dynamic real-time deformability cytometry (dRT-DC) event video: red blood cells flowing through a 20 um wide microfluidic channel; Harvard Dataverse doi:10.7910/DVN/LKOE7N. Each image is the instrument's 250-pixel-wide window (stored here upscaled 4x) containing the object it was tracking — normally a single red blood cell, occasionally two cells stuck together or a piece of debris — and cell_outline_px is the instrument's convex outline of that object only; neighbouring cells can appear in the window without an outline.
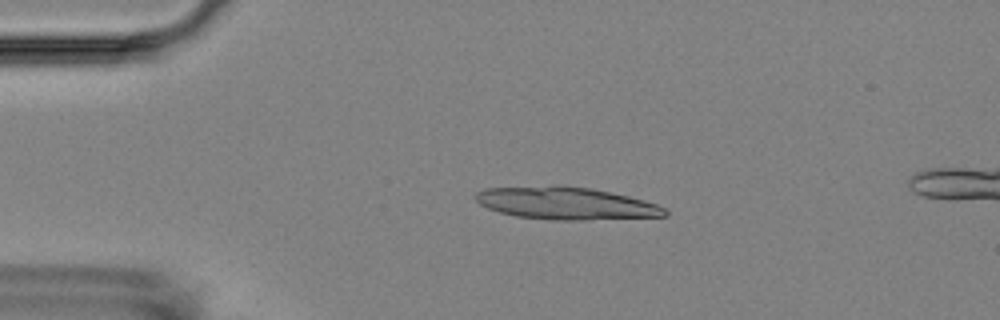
{"species": "Egyptian fruit bat (a non-hibernating species)", "species_latin": "Rousettus aegyptiacus", "temperature_condition": "room temperature", "stored_images_in_passage": 5, "camera_frame_rate_fps": 3000, "um_per_image_px": 0.085, "animal": {"sex": "female"}, "frame": {"image": 1, "passage_image": 2, "time_ms": 1.0, "image_size_px": [1000, 320], "cell_outline_px": [[668, 216], [588, 220], [552, 220], [516, 216], [500, 212], [488, 208], [480, 204], [472, 196], [476, 192], [484, 188], [560, 184], [588, 188], [628, 196], [644, 200], [656, 204], [664, 208], [668, 212]], "centroid_in_image_um": [48.06, 17.27], "position_along_channel_um": 36.9, "area_um2": 36.13}}
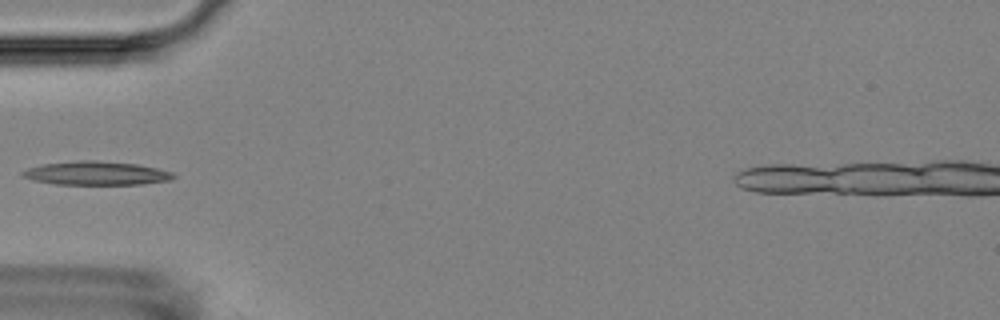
{"frame": {"image": 2, "passage_image": 4, "time_ms": 3.333, "image_size_px": [1000, 320], "cell_outline_px": [[176, 176], [172, 180], [144, 184], [56, 184], [36, 180], [20, 176], [20, 172], [28, 168], [44, 164], [80, 160], [96, 160], [136, 164], [156, 168], [172, 172]], "centroid_in_image_um": [8.21, 14.72], "position_along_channel_um": 76.8, "area_um2": 20.69}}